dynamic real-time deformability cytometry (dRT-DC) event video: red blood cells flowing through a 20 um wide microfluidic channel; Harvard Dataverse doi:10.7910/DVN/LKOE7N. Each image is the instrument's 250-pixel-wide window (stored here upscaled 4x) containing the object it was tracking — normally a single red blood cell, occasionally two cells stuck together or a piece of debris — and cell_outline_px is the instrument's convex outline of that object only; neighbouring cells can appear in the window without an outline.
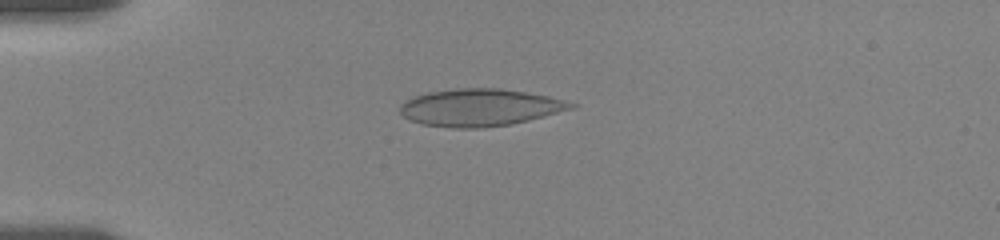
{"species": "human", "species_latin": "Homo sapiens", "temperature_condition": "room temperature", "stored_images_in_passage": 70, "camera_frame_rate_fps": 3000, "um_per_image_px": 0.085, "donor": {"sex": "female"}, "frame": {"image": 1, "passage_image": 14, "time_ms": 4.667, "image_size_px": [1000, 240], "cell_outline_px": [[576, 104], [572, 108], [528, 120], [512, 124], [480, 128], [452, 128], [420, 124], [408, 120], [400, 112], [400, 104], [416, 96], [428, 92], [456, 88], [500, 88], [548, 96], [564, 100]], "centroid_in_image_um": [40.74, 9.14], "position_along_channel_um": 44.3, "area_um2": 36.88}}
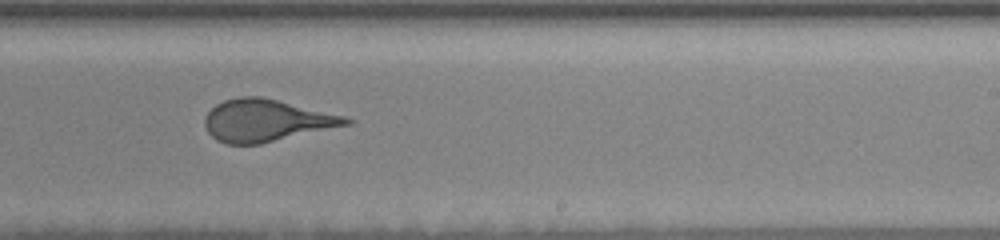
{"frame": {"image": 2, "passage_image": 41, "time_ms": 11.667, "image_size_px": [1000, 240], "cell_outline_px": [[356, 120], [352, 124], [260, 144], [228, 144], [216, 140], [208, 132], [204, 124], [204, 116], [216, 104], [224, 100], [240, 96], [260, 96], [344, 116]], "centroid_in_image_um": [22.62, 10.25], "position_along_channel_um": 266.4, "area_um2": 34.56}}
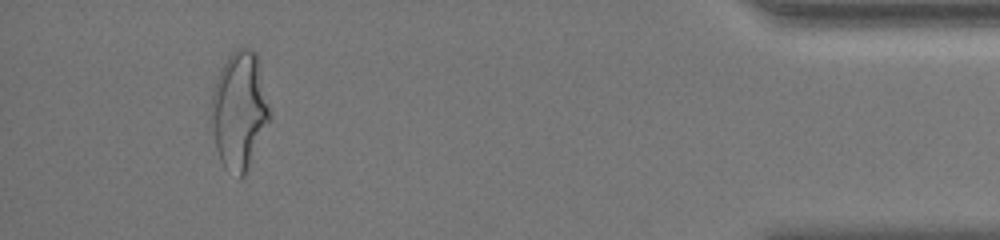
{"frame": {"image": 3, "passage_image": 64, "time_ms": 17.333, "image_size_px": [1000, 240], "cell_outline_px": [[268, 120], [244, 176], [240, 180], [224, 168], [220, 160], [208, 124], [212, 92], [216, 80], [228, 56], [236, 48], [252, 48], [256, 52], [268, 104]], "centroid_in_image_um": [20.26, 9.41], "position_along_channel_um": 414.9, "area_um2": 39.71}, "authors_computed_cell_mechanics": {"area_um2": 35.4314, "velocity_mm_per_s": 3.5662, "shape_relaxation_time_tau1_ms": 6.1232, "shape_relaxation_time_tau2_ms": null, "deformation_change_tau1": 0.1856, "deformation_change_tau2": null}}